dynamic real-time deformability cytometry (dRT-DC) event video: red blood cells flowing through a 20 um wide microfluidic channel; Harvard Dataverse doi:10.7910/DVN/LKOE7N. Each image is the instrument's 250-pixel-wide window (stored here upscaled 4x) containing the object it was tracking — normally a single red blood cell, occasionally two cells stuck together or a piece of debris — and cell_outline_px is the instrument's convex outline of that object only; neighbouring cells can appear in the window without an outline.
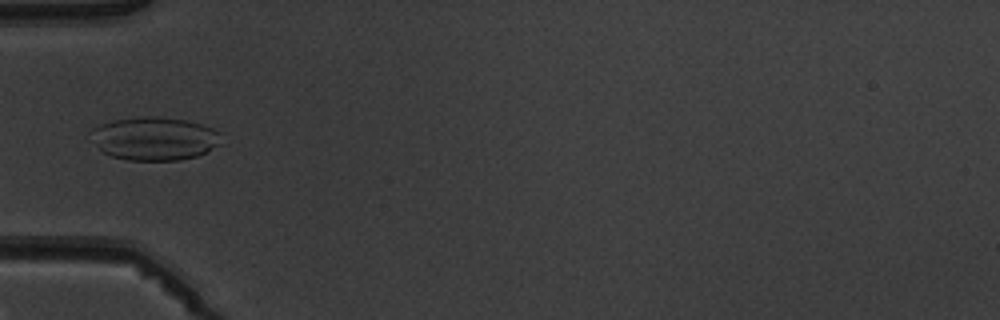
{"species": "common noctule bat (a hibernating species)", "species_latin": "Nyctalus noctula", "temperature_condition": "warm", "stored_images_in_passage": 5, "camera_frame_rate_fps": 3000, "um_per_image_px": 0.085, "animal": {"sex": "male", "body_mass_g": 19.5, "forearm_length_mm": 54.6}, "frame": {"image": 1, "passage_image": 5, "time_ms": 5.667, "image_size_px": [1000, 320], "cell_outline_px": [[220, 144], [196, 156], [180, 160], [128, 160], [112, 156], [104, 152], [88, 140], [88, 132], [92, 128], [100, 124], [112, 120], [140, 116], [160, 116], [188, 120], [212, 128], [220, 132]], "centroid_in_image_um": [13.05, 11.76], "position_along_channel_um": 71.9, "area_um2": 33.29}}